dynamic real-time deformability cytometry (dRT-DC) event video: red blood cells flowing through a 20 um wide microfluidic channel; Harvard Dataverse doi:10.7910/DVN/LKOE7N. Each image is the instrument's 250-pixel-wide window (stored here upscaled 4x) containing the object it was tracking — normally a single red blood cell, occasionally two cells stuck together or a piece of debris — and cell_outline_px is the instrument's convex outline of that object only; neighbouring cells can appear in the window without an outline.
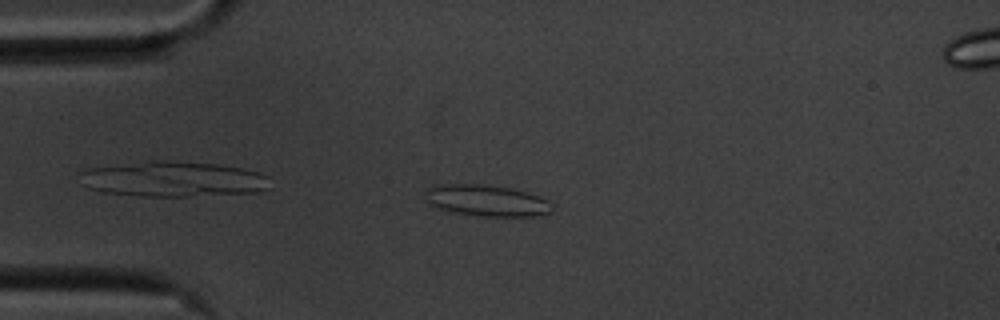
{"species": "common noctule bat (a hibernating species)", "species_latin": "Nyctalus noctula", "temperature_condition": "cold", "stored_images_in_passage": 47, "camera_frame_rate_fps": 3000, "um_per_image_px": 0.085, "animal": {"sex": "male", "body_mass_g": 20.1, "forearm_length_mm": 53.5}, "frame": {"image": 1, "passage_image": 4, "time_ms": 1.0, "image_size_px": [1000, 320], "cell_outline_px": [[552, 212], [536, 216], [480, 216], [456, 212], [440, 208], [428, 204], [424, 200], [424, 192], [432, 184], [480, 184], [508, 188], [528, 192], [548, 200], [552, 204]], "centroid_in_image_um": [41.32, 17.04], "position_along_channel_um": 43.7, "area_um2": 23.29}}
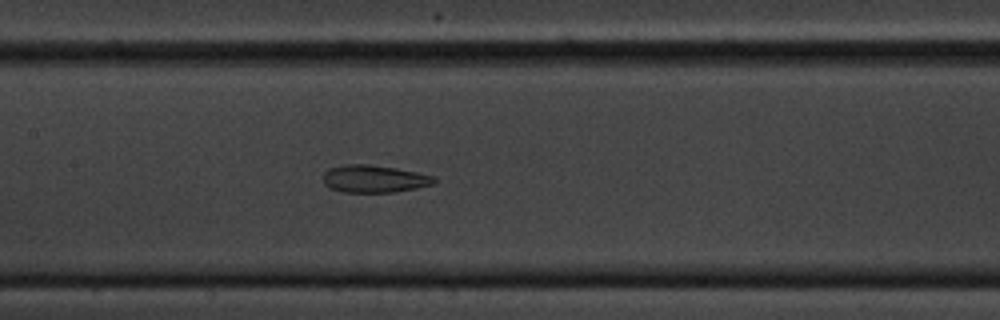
{"frame": {"image": 2, "passage_image": 17, "time_ms": 5.333, "image_size_px": [1000, 320], "cell_outline_px": [[436, 180], [432, 184], [416, 188], [392, 192], [344, 192], [332, 188], [324, 184], [324, 172], [328, 168], [344, 164], [368, 164], [396, 168], [436, 176]], "centroid_in_image_um": [31.8, 15.19], "position_along_channel_um": 175.6, "area_um2": 17.69}}
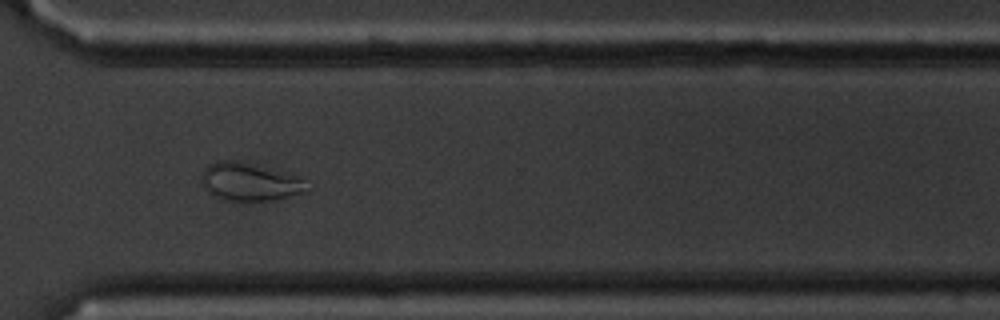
{"frame": {"image": 3, "passage_image": 32, "time_ms": 10.333, "image_size_px": [1000, 320], "cell_outline_px": [[312, 188], [308, 192], [272, 200], [224, 200], [212, 196], [204, 188], [200, 180], [204, 168], [208, 164], [216, 160], [232, 160], [300, 176]], "centroid_in_image_um": [21.23, 15.47], "position_along_channel_um": 349.4, "area_um2": 23.41}, "authors_computed_cell_mechanics": {"area_um2": 20.1722, "velocity_mm_per_s": 3.4852, "shape_relaxation_time_tau1_ms": null, "shape_relaxation_time_tau2_ms": 1.749, "deformation_change_tau1": null, "deformation_change_tau2": 0.0861}}